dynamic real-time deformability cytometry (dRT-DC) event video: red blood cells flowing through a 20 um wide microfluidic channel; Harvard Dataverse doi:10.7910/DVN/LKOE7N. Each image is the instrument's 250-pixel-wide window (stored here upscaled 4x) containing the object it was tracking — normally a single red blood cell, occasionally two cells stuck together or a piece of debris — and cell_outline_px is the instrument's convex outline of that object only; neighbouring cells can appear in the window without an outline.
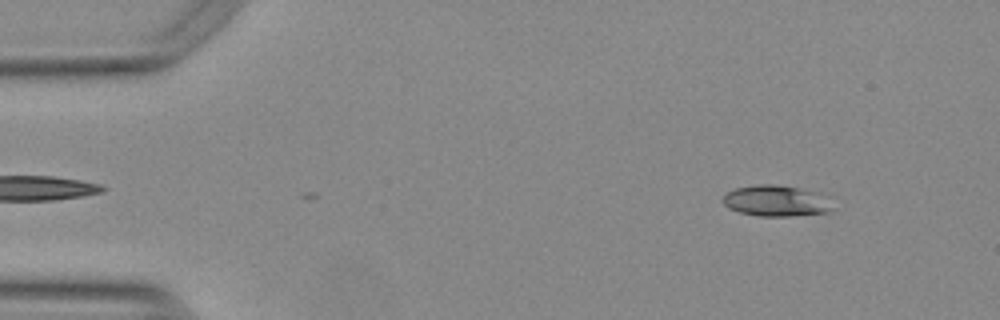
{"species": "Egyptian fruit bat (a non-hibernating species)", "species_latin": "Rousettus aegyptiacus", "temperature_condition": "warm", "stored_images_in_passage": 6, "camera_frame_rate_fps": 3000, "um_per_image_px": 0.085, "animal": {"sex": "female"}, "frame": {"image": 1, "passage_image": 6, "time_ms": 1.667, "image_size_px": [1000, 320], "cell_outline_px": [[832, 208], [828, 212], [788, 216], [760, 216], [740, 212], [728, 208], [724, 204], [724, 196], [728, 192], [736, 188], [756, 184], [776, 184], [800, 188], [816, 192]], "centroid_in_image_um": [65.89, 17.06], "position_along_channel_um": 19.1, "area_um2": 19.31}}